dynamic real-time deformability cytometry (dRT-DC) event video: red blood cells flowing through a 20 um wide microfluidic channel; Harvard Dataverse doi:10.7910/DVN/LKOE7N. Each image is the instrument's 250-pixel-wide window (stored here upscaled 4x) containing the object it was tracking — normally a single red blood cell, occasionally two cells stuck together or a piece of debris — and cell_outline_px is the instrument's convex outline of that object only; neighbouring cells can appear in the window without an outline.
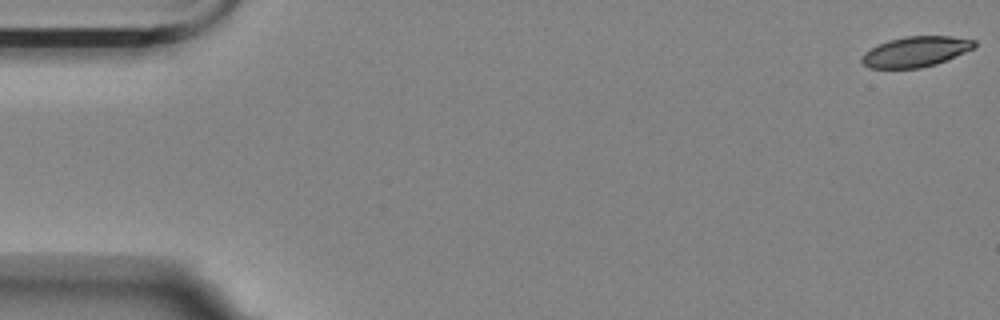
{"species": "Egyptian fruit bat (a non-hibernating species)", "species_latin": "Rousettus aegyptiacus", "temperature_condition": "room temperature", "stored_images_in_passage": 14, "camera_frame_rate_fps": 3000, "um_per_image_px": 0.085, "animal": {"sex": "female"}, "frame": {"image": 1, "passage_image": 1, "time_ms": 0.0, "image_size_px": [1000, 320], "cell_outline_px": [[976, 48], [936, 64], [920, 68], [868, 68], [860, 60], [860, 56], [864, 52], [888, 40], [904, 36], [952, 36], [976, 40]], "centroid_in_image_um": [77.85, 4.39], "position_along_channel_um": 7.2, "area_um2": 20.06}}